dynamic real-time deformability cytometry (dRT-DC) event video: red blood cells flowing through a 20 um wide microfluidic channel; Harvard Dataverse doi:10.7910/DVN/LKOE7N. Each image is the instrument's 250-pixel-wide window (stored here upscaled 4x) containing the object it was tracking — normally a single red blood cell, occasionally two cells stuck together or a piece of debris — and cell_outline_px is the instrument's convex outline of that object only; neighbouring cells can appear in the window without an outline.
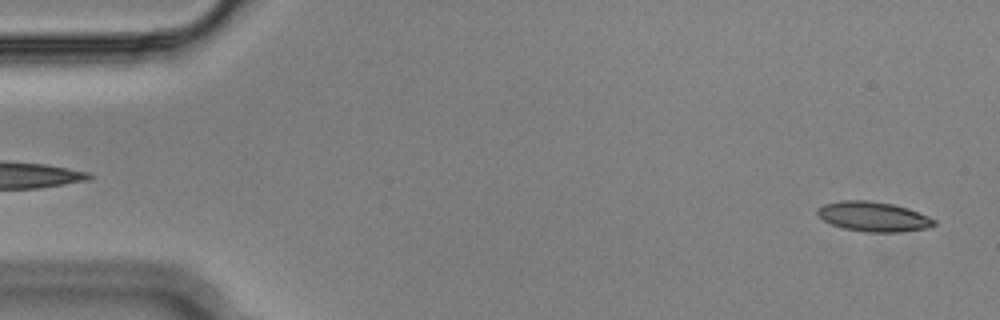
{"species": "Egyptian fruit bat (a non-hibernating species)", "species_latin": "Rousettus aegyptiacus", "temperature_condition": "cold", "stored_images_in_passage": 14, "camera_frame_rate_fps": 3000, "um_per_image_px": 0.085, "animal": {"sex": "male"}, "frame": {"image": 1, "passage_image": 2, "time_ms": 0.333, "image_size_px": [1000, 320], "cell_outline_px": [[936, 224], [928, 228], [900, 232], [868, 232], [844, 228], [832, 224], [824, 220], [816, 212], [816, 208], [824, 204], [840, 200], [868, 200], [892, 204], [908, 208], [928, 216], [936, 220]], "centroid_in_image_um": [74.24, 18.4], "position_along_channel_um": 10.8, "area_um2": 20.23}}
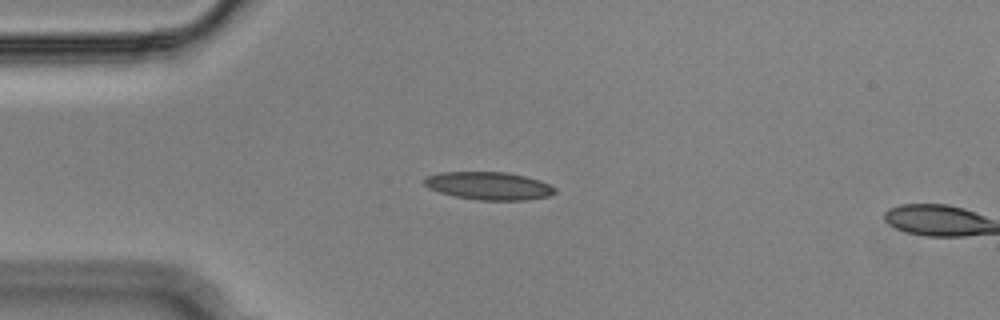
{"frame": {"image": 2, "passage_image": 13, "time_ms": 4.0, "image_size_px": [1000, 320], "cell_outline_px": [[556, 192], [548, 196], [524, 200], [480, 200], [452, 196], [428, 188], [424, 184], [424, 176], [440, 172], [508, 172], [540, 180], [556, 188]], "centroid_in_image_um": [41.52, 15.79], "position_along_channel_um": 43.5, "area_um2": 21.27}}